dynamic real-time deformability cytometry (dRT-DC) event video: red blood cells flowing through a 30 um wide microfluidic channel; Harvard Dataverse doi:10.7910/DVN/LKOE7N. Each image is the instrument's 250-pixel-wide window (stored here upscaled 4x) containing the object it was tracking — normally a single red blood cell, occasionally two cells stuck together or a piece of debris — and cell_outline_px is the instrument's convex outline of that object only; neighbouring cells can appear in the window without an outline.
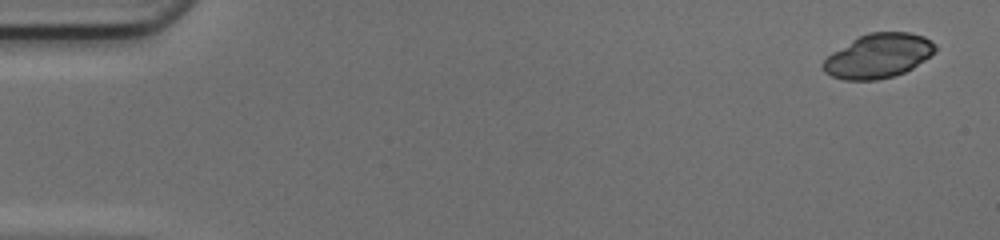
{"species": "common noctule bat (a hibernating species)", "species_latin": "Nyctalus noctula", "temperature_condition": "cold", "stored_images_in_passage": 48, "camera_frame_rate_fps": 3000, "um_per_image_px": 0.085, "animal": {"sex": "female", "body_mass_g": 17.0, "forearm_length_mm": 48.0}, "frame": {"image": 1, "passage_image": 1, "time_ms": 0.0, "image_size_px": [1000, 240], "cell_outline_px": [[936, 52], [912, 68], [904, 72], [892, 76], [876, 80], [844, 80], [832, 76], [824, 72], [820, 64], [832, 52], [852, 40], [868, 32], [908, 32], [924, 36], [936, 44]], "centroid_in_image_um": [74.65, 4.75], "position_along_channel_um": 10.4, "area_um2": 28.9}}